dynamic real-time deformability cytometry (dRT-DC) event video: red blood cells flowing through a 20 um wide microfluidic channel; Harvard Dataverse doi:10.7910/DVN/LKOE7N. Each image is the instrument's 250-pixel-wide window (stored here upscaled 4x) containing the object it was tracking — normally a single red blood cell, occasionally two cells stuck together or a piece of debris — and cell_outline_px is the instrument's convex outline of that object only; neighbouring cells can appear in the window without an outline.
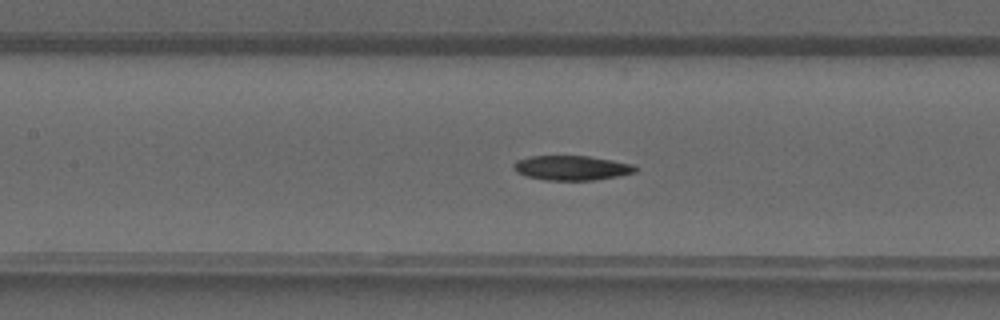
{"species": "common noctule bat (a hibernating species)", "species_latin": "Nyctalus noctula", "temperature_condition": "warm", "stored_images_in_passage": 39, "segment_of_instrument_passage": [1, 2], "camera_frame_rate_fps": 3000, "um_per_image_px": 0.085, "animal": {"sex": "male", "forearm_length_mm": 52.5}, "frame": {"image": 1, "passage_image": 16, "time_ms": 5.0, "image_size_px": [1000, 320], "cell_outline_px": [[640, 168], [636, 172], [616, 176], [592, 180], [548, 180], [528, 176], [516, 172], [512, 168], [512, 164], [516, 160], [532, 156], [588, 156], [612, 160], [632, 164]], "centroid_in_image_um": [48.58, 14.26], "position_along_channel_um": 158.8, "area_um2": 17.4}}
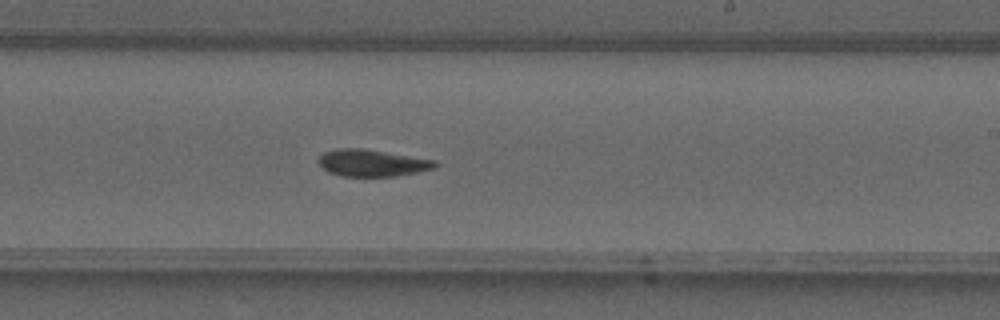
{"frame": {"image": 2, "passage_image": 22, "time_ms": 7.0, "image_size_px": [1000, 320], "cell_outline_px": [[440, 164], [436, 168], [396, 176], [340, 176], [328, 172], [320, 164], [320, 156], [324, 152], [336, 148], [360, 148], [436, 160]], "centroid_in_image_um": [31.66, 13.85], "position_along_channel_um": 257.3, "area_um2": 18.15}}
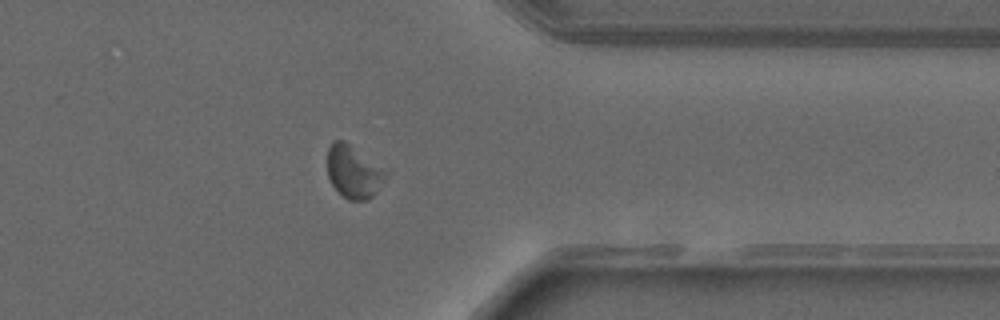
{"frame": {"image": 3, "passage_image": 30, "time_ms": 9.667, "image_size_px": [1000, 320], "cell_outline_px": [[384, 172], [372, 196], [368, 200], [348, 200], [332, 184], [328, 176], [328, 148], [332, 140], [344, 140]], "centroid_in_image_um": [29.92, 14.59], "position_along_channel_um": 381.5, "area_um2": 16.59}}